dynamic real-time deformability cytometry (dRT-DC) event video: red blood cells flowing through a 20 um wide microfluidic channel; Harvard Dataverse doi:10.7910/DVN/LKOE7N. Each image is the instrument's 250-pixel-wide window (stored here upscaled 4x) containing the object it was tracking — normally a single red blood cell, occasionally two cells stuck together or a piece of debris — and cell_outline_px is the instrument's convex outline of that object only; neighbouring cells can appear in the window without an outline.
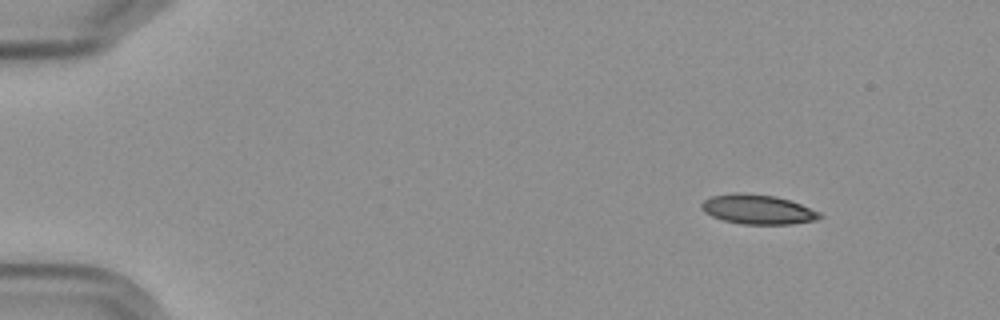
{"species": "Egyptian fruit bat (a non-hibernating species)", "species_latin": "Rousettus aegyptiacus", "temperature_condition": "cold", "stored_images_in_passage": 4, "camera_frame_rate_fps": 3000, "um_per_image_px": 0.085, "frame": {"image": 1, "passage_image": 1, "time_ms": 0.0, "image_size_px": [1000, 320], "cell_outline_px": [[824, 216], [816, 220], [792, 224], [744, 224], [724, 220], [712, 216], [704, 212], [700, 208], [700, 204], [704, 200], [712, 196], [736, 192], [776, 196], [800, 204], [820, 212]], "centroid_in_image_um": [64.4, 17.8], "position_along_channel_um": 20.6, "area_um2": 20.29}}
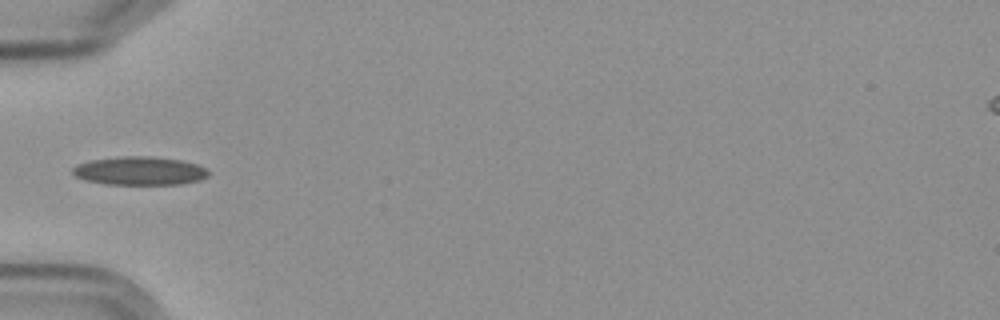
{"frame": {"image": 2, "passage_image": 4, "time_ms": 4.333, "image_size_px": [1000, 320], "cell_outline_px": [[208, 176], [200, 180], [180, 184], [104, 184], [84, 180], [76, 176], [72, 172], [72, 168], [76, 164], [92, 160], [124, 156], [152, 156], [180, 160], [196, 164], [204, 168], [208, 172]], "centroid_in_image_um": [11.84, 14.52], "position_along_channel_um": 73.2, "area_um2": 22.43}}